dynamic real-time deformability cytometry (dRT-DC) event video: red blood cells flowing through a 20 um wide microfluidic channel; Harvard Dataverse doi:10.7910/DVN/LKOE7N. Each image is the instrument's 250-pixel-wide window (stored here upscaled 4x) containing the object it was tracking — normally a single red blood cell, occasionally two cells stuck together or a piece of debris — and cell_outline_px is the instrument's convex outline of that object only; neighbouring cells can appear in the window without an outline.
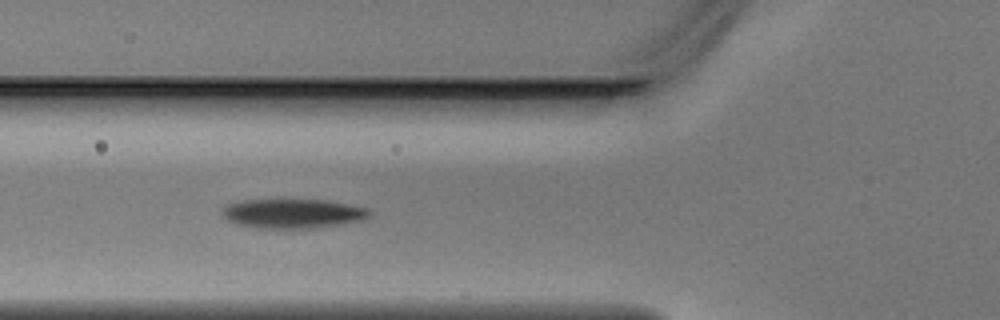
{"species": "Egyptian fruit bat (a non-hibernating species)", "species_latin": "Rousettus aegyptiacus", "temperature_condition": "warm", "stored_images_in_passage": 8, "camera_frame_rate_fps": 3000, "um_per_image_px": 0.085, "animal": {"sex": "male"}, "frame": {"image": 1, "passage_image": 6, "time_ms": 1.667, "image_size_px": [1000, 320], "cell_outline_px": [[372, 216], [364, 220], [308, 228], [268, 228], [236, 224], [228, 220], [220, 212], [228, 204], [240, 200], [324, 200], [368, 208], [372, 212]], "centroid_in_image_um": [24.9, 18.14], "position_along_channel_um": 100.9, "area_um2": 24.85}}
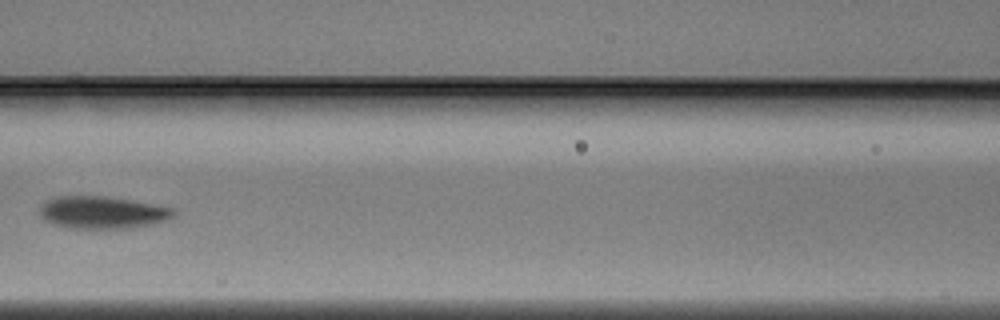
{"frame": {"image": 2, "passage_image": 7, "time_ms": 2.0, "image_size_px": [1000, 320], "cell_outline_px": [[176, 216], [168, 220], [152, 224], [132, 228], [68, 228], [52, 224], [44, 220], [40, 216], [40, 204], [44, 200], [52, 196], [104, 196], [132, 200], [176, 208]], "centroid_in_image_um": [8.7, 18.05], "position_along_channel_um": 157.9, "area_um2": 25.78}}
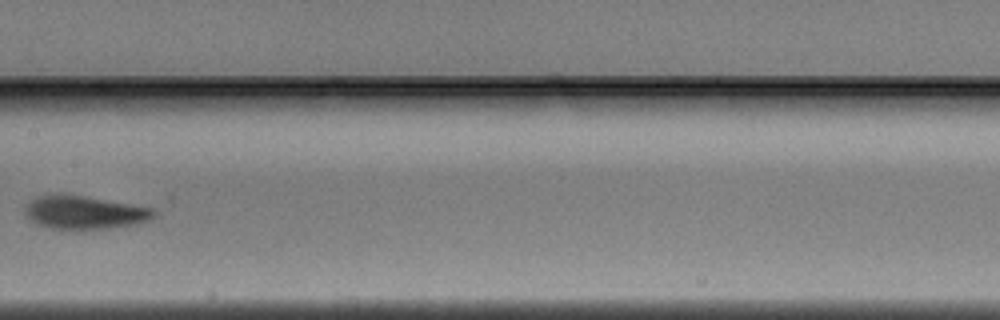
{"frame": {"image": 3, "passage_image": 8, "time_ms": 2.333, "image_size_px": [1000, 320], "cell_outline_px": [[156, 212], [148, 220], [132, 224], [108, 228], [76, 232], [48, 228], [36, 224], [24, 212], [28, 204], [32, 200], [40, 196], [80, 196], [156, 208]], "centroid_in_image_um": [7.19, 18.12], "position_along_channel_um": 200.2, "area_um2": 24.68}}